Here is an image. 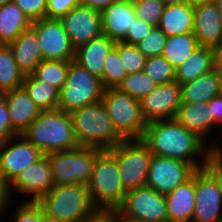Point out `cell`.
I'll return each mask as SVG.
<instances>
[{
    "mask_svg": "<svg viewBox=\"0 0 222 222\" xmlns=\"http://www.w3.org/2000/svg\"><path fill=\"white\" fill-rule=\"evenodd\" d=\"M116 1L117 0H82V5L102 12L104 9L108 8L112 3H115Z\"/></svg>",
    "mask_w": 222,
    "mask_h": 222,
    "instance_id": "47",
    "label": "cell"
},
{
    "mask_svg": "<svg viewBox=\"0 0 222 222\" xmlns=\"http://www.w3.org/2000/svg\"><path fill=\"white\" fill-rule=\"evenodd\" d=\"M12 0H0V8L4 5V4H6V3H9V2H11Z\"/></svg>",
    "mask_w": 222,
    "mask_h": 222,
    "instance_id": "55",
    "label": "cell"
},
{
    "mask_svg": "<svg viewBox=\"0 0 222 222\" xmlns=\"http://www.w3.org/2000/svg\"><path fill=\"white\" fill-rule=\"evenodd\" d=\"M127 75L122 64L117 48L114 46L106 59L102 75V84L104 88H116Z\"/></svg>",
    "mask_w": 222,
    "mask_h": 222,
    "instance_id": "34",
    "label": "cell"
},
{
    "mask_svg": "<svg viewBox=\"0 0 222 222\" xmlns=\"http://www.w3.org/2000/svg\"><path fill=\"white\" fill-rule=\"evenodd\" d=\"M133 4L135 14L139 19L158 27L165 7L162 0H136Z\"/></svg>",
    "mask_w": 222,
    "mask_h": 222,
    "instance_id": "37",
    "label": "cell"
},
{
    "mask_svg": "<svg viewBox=\"0 0 222 222\" xmlns=\"http://www.w3.org/2000/svg\"><path fill=\"white\" fill-rule=\"evenodd\" d=\"M32 26V20L13 2L0 8V45L13 42L23 31Z\"/></svg>",
    "mask_w": 222,
    "mask_h": 222,
    "instance_id": "27",
    "label": "cell"
},
{
    "mask_svg": "<svg viewBox=\"0 0 222 222\" xmlns=\"http://www.w3.org/2000/svg\"><path fill=\"white\" fill-rule=\"evenodd\" d=\"M214 69L212 48L200 46L178 68L175 81L184 84Z\"/></svg>",
    "mask_w": 222,
    "mask_h": 222,
    "instance_id": "28",
    "label": "cell"
},
{
    "mask_svg": "<svg viewBox=\"0 0 222 222\" xmlns=\"http://www.w3.org/2000/svg\"><path fill=\"white\" fill-rule=\"evenodd\" d=\"M214 68L222 72V39L212 48Z\"/></svg>",
    "mask_w": 222,
    "mask_h": 222,
    "instance_id": "49",
    "label": "cell"
},
{
    "mask_svg": "<svg viewBox=\"0 0 222 222\" xmlns=\"http://www.w3.org/2000/svg\"><path fill=\"white\" fill-rule=\"evenodd\" d=\"M137 18L132 1L117 0L101 12L102 33L121 42Z\"/></svg>",
    "mask_w": 222,
    "mask_h": 222,
    "instance_id": "19",
    "label": "cell"
},
{
    "mask_svg": "<svg viewBox=\"0 0 222 222\" xmlns=\"http://www.w3.org/2000/svg\"><path fill=\"white\" fill-rule=\"evenodd\" d=\"M22 86L41 111L58 108L59 90L54 86L35 78L32 74L25 75Z\"/></svg>",
    "mask_w": 222,
    "mask_h": 222,
    "instance_id": "29",
    "label": "cell"
},
{
    "mask_svg": "<svg viewBox=\"0 0 222 222\" xmlns=\"http://www.w3.org/2000/svg\"><path fill=\"white\" fill-rule=\"evenodd\" d=\"M199 47L193 33L175 35L167 37L162 56L176 69Z\"/></svg>",
    "mask_w": 222,
    "mask_h": 222,
    "instance_id": "30",
    "label": "cell"
},
{
    "mask_svg": "<svg viewBox=\"0 0 222 222\" xmlns=\"http://www.w3.org/2000/svg\"><path fill=\"white\" fill-rule=\"evenodd\" d=\"M157 85L144 71H141L127 74L116 88L140 101Z\"/></svg>",
    "mask_w": 222,
    "mask_h": 222,
    "instance_id": "33",
    "label": "cell"
},
{
    "mask_svg": "<svg viewBox=\"0 0 222 222\" xmlns=\"http://www.w3.org/2000/svg\"><path fill=\"white\" fill-rule=\"evenodd\" d=\"M38 222H57V221L48 214H46L38 204Z\"/></svg>",
    "mask_w": 222,
    "mask_h": 222,
    "instance_id": "50",
    "label": "cell"
},
{
    "mask_svg": "<svg viewBox=\"0 0 222 222\" xmlns=\"http://www.w3.org/2000/svg\"><path fill=\"white\" fill-rule=\"evenodd\" d=\"M68 70L69 61L42 60L31 74L60 91L66 82Z\"/></svg>",
    "mask_w": 222,
    "mask_h": 222,
    "instance_id": "32",
    "label": "cell"
},
{
    "mask_svg": "<svg viewBox=\"0 0 222 222\" xmlns=\"http://www.w3.org/2000/svg\"><path fill=\"white\" fill-rule=\"evenodd\" d=\"M196 169L182 160L152 156L146 186L167 194L188 180Z\"/></svg>",
    "mask_w": 222,
    "mask_h": 222,
    "instance_id": "13",
    "label": "cell"
},
{
    "mask_svg": "<svg viewBox=\"0 0 222 222\" xmlns=\"http://www.w3.org/2000/svg\"><path fill=\"white\" fill-rule=\"evenodd\" d=\"M116 156L124 189L128 192L146 186L149 165L153 156L142 139L119 142L110 149Z\"/></svg>",
    "mask_w": 222,
    "mask_h": 222,
    "instance_id": "9",
    "label": "cell"
},
{
    "mask_svg": "<svg viewBox=\"0 0 222 222\" xmlns=\"http://www.w3.org/2000/svg\"><path fill=\"white\" fill-rule=\"evenodd\" d=\"M166 39L167 36L165 33L159 27H155L152 32L137 43L136 46L146 58L162 56Z\"/></svg>",
    "mask_w": 222,
    "mask_h": 222,
    "instance_id": "38",
    "label": "cell"
},
{
    "mask_svg": "<svg viewBox=\"0 0 222 222\" xmlns=\"http://www.w3.org/2000/svg\"><path fill=\"white\" fill-rule=\"evenodd\" d=\"M19 69L31 74L43 60L37 32L30 27L8 44Z\"/></svg>",
    "mask_w": 222,
    "mask_h": 222,
    "instance_id": "24",
    "label": "cell"
},
{
    "mask_svg": "<svg viewBox=\"0 0 222 222\" xmlns=\"http://www.w3.org/2000/svg\"><path fill=\"white\" fill-rule=\"evenodd\" d=\"M31 27L37 32L43 60H74L75 49L61 19L45 17L33 21Z\"/></svg>",
    "mask_w": 222,
    "mask_h": 222,
    "instance_id": "12",
    "label": "cell"
},
{
    "mask_svg": "<svg viewBox=\"0 0 222 222\" xmlns=\"http://www.w3.org/2000/svg\"><path fill=\"white\" fill-rule=\"evenodd\" d=\"M210 112L211 117L214 119V121L218 124L222 123V93H220L217 96H214L210 100ZM222 133V129H221ZM222 134H220L221 136Z\"/></svg>",
    "mask_w": 222,
    "mask_h": 222,
    "instance_id": "46",
    "label": "cell"
},
{
    "mask_svg": "<svg viewBox=\"0 0 222 222\" xmlns=\"http://www.w3.org/2000/svg\"><path fill=\"white\" fill-rule=\"evenodd\" d=\"M61 21L75 50L102 34L101 12L84 5L70 10Z\"/></svg>",
    "mask_w": 222,
    "mask_h": 222,
    "instance_id": "17",
    "label": "cell"
},
{
    "mask_svg": "<svg viewBox=\"0 0 222 222\" xmlns=\"http://www.w3.org/2000/svg\"><path fill=\"white\" fill-rule=\"evenodd\" d=\"M101 149L78 146L71 150L50 153L54 185H87Z\"/></svg>",
    "mask_w": 222,
    "mask_h": 222,
    "instance_id": "7",
    "label": "cell"
},
{
    "mask_svg": "<svg viewBox=\"0 0 222 222\" xmlns=\"http://www.w3.org/2000/svg\"><path fill=\"white\" fill-rule=\"evenodd\" d=\"M193 14L187 3L165 5L158 27L167 37L193 33Z\"/></svg>",
    "mask_w": 222,
    "mask_h": 222,
    "instance_id": "26",
    "label": "cell"
},
{
    "mask_svg": "<svg viewBox=\"0 0 222 222\" xmlns=\"http://www.w3.org/2000/svg\"><path fill=\"white\" fill-rule=\"evenodd\" d=\"M43 156L44 154L21 134L13 136L0 145V177L9 185L21 171Z\"/></svg>",
    "mask_w": 222,
    "mask_h": 222,
    "instance_id": "11",
    "label": "cell"
},
{
    "mask_svg": "<svg viewBox=\"0 0 222 222\" xmlns=\"http://www.w3.org/2000/svg\"><path fill=\"white\" fill-rule=\"evenodd\" d=\"M87 187L98 210L116 211L123 203L127 191L121 182L117 156L110 149L98 154Z\"/></svg>",
    "mask_w": 222,
    "mask_h": 222,
    "instance_id": "5",
    "label": "cell"
},
{
    "mask_svg": "<svg viewBox=\"0 0 222 222\" xmlns=\"http://www.w3.org/2000/svg\"><path fill=\"white\" fill-rule=\"evenodd\" d=\"M16 136L11 129V120L4 93L0 94V145Z\"/></svg>",
    "mask_w": 222,
    "mask_h": 222,
    "instance_id": "43",
    "label": "cell"
},
{
    "mask_svg": "<svg viewBox=\"0 0 222 222\" xmlns=\"http://www.w3.org/2000/svg\"><path fill=\"white\" fill-rule=\"evenodd\" d=\"M25 74L19 69L8 45H0V94L22 87Z\"/></svg>",
    "mask_w": 222,
    "mask_h": 222,
    "instance_id": "31",
    "label": "cell"
},
{
    "mask_svg": "<svg viewBox=\"0 0 222 222\" xmlns=\"http://www.w3.org/2000/svg\"><path fill=\"white\" fill-rule=\"evenodd\" d=\"M116 213L134 222H168L165 195L147 186L128 191Z\"/></svg>",
    "mask_w": 222,
    "mask_h": 222,
    "instance_id": "10",
    "label": "cell"
},
{
    "mask_svg": "<svg viewBox=\"0 0 222 222\" xmlns=\"http://www.w3.org/2000/svg\"><path fill=\"white\" fill-rule=\"evenodd\" d=\"M82 0H47L46 18L61 19Z\"/></svg>",
    "mask_w": 222,
    "mask_h": 222,
    "instance_id": "40",
    "label": "cell"
},
{
    "mask_svg": "<svg viewBox=\"0 0 222 222\" xmlns=\"http://www.w3.org/2000/svg\"><path fill=\"white\" fill-rule=\"evenodd\" d=\"M203 169L213 178L222 190V149L213 150L207 157Z\"/></svg>",
    "mask_w": 222,
    "mask_h": 222,
    "instance_id": "42",
    "label": "cell"
},
{
    "mask_svg": "<svg viewBox=\"0 0 222 222\" xmlns=\"http://www.w3.org/2000/svg\"><path fill=\"white\" fill-rule=\"evenodd\" d=\"M14 215V222H38V203L26 200Z\"/></svg>",
    "mask_w": 222,
    "mask_h": 222,
    "instance_id": "44",
    "label": "cell"
},
{
    "mask_svg": "<svg viewBox=\"0 0 222 222\" xmlns=\"http://www.w3.org/2000/svg\"><path fill=\"white\" fill-rule=\"evenodd\" d=\"M116 222H134V221L125 219L116 213Z\"/></svg>",
    "mask_w": 222,
    "mask_h": 222,
    "instance_id": "54",
    "label": "cell"
},
{
    "mask_svg": "<svg viewBox=\"0 0 222 222\" xmlns=\"http://www.w3.org/2000/svg\"><path fill=\"white\" fill-rule=\"evenodd\" d=\"M115 43L114 40L102 33L87 44L77 48L74 61L102 82L104 60Z\"/></svg>",
    "mask_w": 222,
    "mask_h": 222,
    "instance_id": "22",
    "label": "cell"
},
{
    "mask_svg": "<svg viewBox=\"0 0 222 222\" xmlns=\"http://www.w3.org/2000/svg\"><path fill=\"white\" fill-rule=\"evenodd\" d=\"M32 22L46 17L47 0H12Z\"/></svg>",
    "mask_w": 222,
    "mask_h": 222,
    "instance_id": "39",
    "label": "cell"
},
{
    "mask_svg": "<svg viewBox=\"0 0 222 222\" xmlns=\"http://www.w3.org/2000/svg\"><path fill=\"white\" fill-rule=\"evenodd\" d=\"M70 115L78 146L107 150L124 141L102 101L73 110Z\"/></svg>",
    "mask_w": 222,
    "mask_h": 222,
    "instance_id": "3",
    "label": "cell"
},
{
    "mask_svg": "<svg viewBox=\"0 0 222 222\" xmlns=\"http://www.w3.org/2000/svg\"><path fill=\"white\" fill-rule=\"evenodd\" d=\"M222 93V72L214 68L197 79L181 84L182 102L208 103Z\"/></svg>",
    "mask_w": 222,
    "mask_h": 222,
    "instance_id": "25",
    "label": "cell"
},
{
    "mask_svg": "<svg viewBox=\"0 0 222 222\" xmlns=\"http://www.w3.org/2000/svg\"><path fill=\"white\" fill-rule=\"evenodd\" d=\"M81 222H116V211L98 210L95 214Z\"/></svg>",
    "mask_w": 222,
    "mask_h": 222,
    "instance_id": "45",
    "label": "cell"
},
{
    "mask_svg": "<svg viewBox=\"0 0 222 222\" xmlns=\"http://www.w3.org/2000/svg\"><path fill=\"white\" fill-rule=\"evenodd\" d=\"M104 87L100 79L90 74L74 60L69 61L67 79L59 91L58 108L72 112L102 100Z\"/></svg>",
    "mask_w": 222,
    "mask_h": 222,
    "instance_id": "8",
    "label": "cell"
},
{
    "mask_svg": "<svg viewBox=\"0 0 222 222\" xmlns=\"http://www.w3.org/2000/svg\"><path fill=\"white\" fill-rule=\"evenodd\" d=\"M142 140L154 156L182 160L190 163L196 170L203 168L213 150H221V146L215 143L206 146L202 138L175 118L148 122ZM198 156H203L200 157L201 162L195 158Z\"/></svg>",
    "mask_w": 222,
    "mask_h": 222,
    "instance_id": "1",
    "label": "cell"
},
{
    "mask_svg": "<svg viewBox=\"0 0 222 222\" xmlns=\"http://www.w3.org/2000/svg\"><path fill=\"white\" fill-rule=\"evenodd\" d=\"M181 103V84L177 81L157 85L154 90L140 100L141 112L147 123L174 119Z\"/></svg>",
    "mask_w": 222,
    "mask_h": 222,
    "instance_id": "15",
    "label": "cell"
},
{
    "mask_svg": "<svg viewBox=\"0 0 222 222\" xmlns=\"http://www.w3.org/2000/svg\"><path fill=\"white\" fill-rule=\"evenodd\" d=\"M8 193V185L0 177V214H2L9 206L11 201ZM9 202V203H8Z\"/></svg>",
    "mask_w": 222,
    "mask_h": 222,
    "instance_id": "48",
    "label": "cell"
},
{
    "mask_svg": "<svg viewBox=\"0 0 222 222\" xmlns=\"http://www.w3.org/2000/svg\"><path fill=\"white\" fill-rule=\"evenodd\" d=\"M37 203L57 222H81L98 211L87 185H55Z\"/></svg>",
    "mask_w": 222,
    "mask_h": 222,
    "instance_id": "4",
    "label": "cell"
},
{
    "mask_svg": "<svg viewBox=\"0 0 222 222\" xmlns=\"http://www.w3.org/2000/svg\"><path fill=\"white\" fill-rule=\"evenodd\" d=\"M154 28L155 26H152L144 20L137 18L132 27L129 28L125 38L121 42L129 45H136L147 35H149Z\"/></svg>",
    "mask_w": 222,
    "mask_h": 222,
    "instance_id": "41",
    "label": "cell"
},
{
    "mask_svg": "<svg viewBox=\"0 0 222 222\" xmlns=\"http://www.w3.org/2000/svg\"><path fill=\"white\" fill-rule=\"evenodd\" d=\"M175 119L188 130L196 133L205 142L208 134L218 124L211 117L210 101L208 103H185L179 106Z\"/></svg>",
    "mask_w": 222,
    "mask_h": 222,
    "instance_id": "23",
    "label": "cell"
},
{
    "mask_svg": "<svg viewBox=\"0 0 222 222\" xmlns=\"http://www.w3.org/2000/svg\"><path fill=\"white\" fill-rule=\"evenodd\" d=\"M143 71L158 85L175 81V68L163 56L147 58Z\"/></svg>",
    "mask_w": 222,
    "mask_h": 222,
    "instance_id": "35",
    "label": "cell"
},
{
    "mask_svg": "<svg viewBox=\"0 0 222 222\" xmlns=\"http://www.w3.org/2000/svg\"><path fill=\"white\" fill-rule=\"evenodd\" d=\"M214 2L218 8V11L220 12L221 19H222V0H215Z\"/></svg>",
    "mask_w": 222,
    "mask_h": 222,
    "instance_id": "53",
    "label": "cell"
},
{
    "mask_svg": "<svg viewBox=\"0 0 222 222\" xmlns=\"http://www.w3.org/2000/svg\"><path fill=\"white\" fill-rule=\"evenodd\" d=\"M52 165L47 155H44L33 165L26 167L8 185L10 201L13 189L18 193L32 195L28 201L37 202L43 195L54 187ZM12 188V189H11Z\"/></svg>",
    "mask_w": 222,
    "mask_h": 222,
    "instance_id": "16",
    "label": "cell"
},
{
    "mask_svg": "<svg viewBox=\"0 0 222 222\" xmlns=\"http://www.w3.org/2000/svg\"><path fill=\"white\" fill-rule=\"evenodd\" d=\"M115 47L127 74L143 71L147 58L137 49L136 45L116 42Z\"/></svg>",
    "mask_w": 222,
    "mask_h": 222,
    "instance_id": "36",
    "label": "cell"
},
{
    "mask_svg": "<svg viewBox=\"0 0 222 222\" xmlns=\"http://www.w3.org/2000/svg\"><path fill=\"white\" fill-rule=\"evenodd\" d=\"M165 5L187 3V0H162Z\"/></svg>",
    "mask_w": 222,
    "mask_h": 222,
    "instance_id": "52",
    "label": "cell"
},
{
    "mask_svg": "<svg viewBox=\"0 0 222 222\" xmlns=\"http://www.w3.org/2000/svg\"><path fill=\"white\" fill-rule=\"evenodd\" d=\"M168 222H192L195 210V172L184 183L165 194Z\"/></svg>",
    "mask_w": 222,
    "mask_h": 222,
    "instance_id": "21",
    "label": "cell"
},
{
    "mask_svg": "<svg viewBox=\"0 0 222 222\" xmlns=\"http://www.w3.org/2000/svg\"><path fill=\"white\" fill-rule=\"evenodd\" d=\"M101 101L117 133L124 140L142 139L147 122L143 118L139 100L117 88H105Z\"/></svg>",
    "mask_w": 222,
    "mask_h": 222,
    "instance_id": "6",
    "label": "cell"
},
{
    "mask_svg": "<svg viewBox=\"0 0 222 222\" xmlns=\"http://www.w3.org/2000/svg\"><path fill=\"white\" fill-rule=\"evenodd\" d=\"M11 120V129L15 135L22 134L39 116L41 110L30 98L22 86L4 93Z\"/></svg>",
    "mask_w": 222,
    "mask_h": 222,
    "instance_id": "20",
    "label": "cell"
},
{
    "mask_svg": "<svg viewBox=\"0 0 222 222\" xmlns=\"http://www.w3.org/2000/svg\"><path fill=\"white\" fill-rule=\"evenodd\" d=\"M222 190L202 168L195 171V210L192 222H222Z\"/></svg>",
    "mask_w": 222,
    "mask_h": 222,
    "instance_id": "14",
    "label": "cell"
},
{
    "mask_svg": "<svg viewBox=\"0 0 222 222\" xmlns=\"http://www.w3.org/2000/svg\"><path fill=\"white\" fill-rule=\"evenodd\" d=\"M21 135L44 155L78 147L70 112L60 108L41 111Z\"/></svg>",
    "mask_w": 222,
    "mask_h": 222,
    "instance_id": "2",
    "label": "cell"
},
{
    "mask_svg": "<svg viewBox=\"0 0 222 222\" xmlns=\"http://www.w3.org/2000/svg\"><path fill=\"white\" fill-rule=\"evenodd\" d=\"M215 0H187V4H189L192 7H196L199 5H204L206 3L214 2Z\"/></svg>",
    "mask_w": 222,
    "mask_h": 222,
    "instance_id": "51",
    "label": "cell"
},
{
    "mask_svg": "<svg viewBox=\"0 0 222 222\" xmlns=\"http://www.w3.org/2000/svg\"><path fill=\"white\" fill-rule=\"evenodd\" d=\"M193 34L203 47L213 48L222 39V19L215 2L194 7Z\"/></svg>",
    "mask_w": 222,
    "mask_h": 222,
    "instance_id": "18",
    "label": "cell"
}]
</instances>
